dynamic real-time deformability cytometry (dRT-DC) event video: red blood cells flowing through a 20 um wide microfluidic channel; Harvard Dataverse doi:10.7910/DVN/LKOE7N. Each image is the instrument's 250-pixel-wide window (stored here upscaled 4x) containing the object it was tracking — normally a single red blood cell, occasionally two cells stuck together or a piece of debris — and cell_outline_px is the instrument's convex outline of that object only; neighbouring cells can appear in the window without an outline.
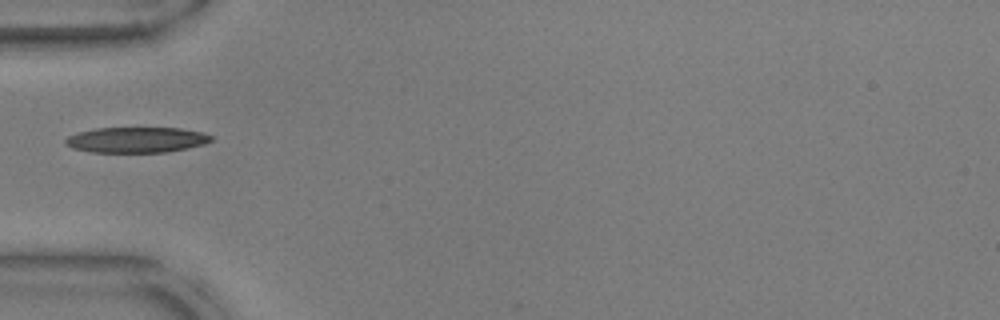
{"species": "common noctule bat (a hibernating species)", "species_latin": "Nyctalus noctula", "temperature_condition": "warm", "stored_images_in_passage": 32, "camera_frame_rate_fps": 3000, "um_per_image_px": 0.085, "animal": {"sex": "male", "body_mass_g": 17.9, "forearm_length_mm": 54.2}, "frame": {"image": 1, "passage_image": 1, "time_ms": 0.0, "image_size_px": [1000, 320], "cell_outline_px": [[212, 140], [204, 144], [188, 148], [164, 152], [92, 152], [72, 148], [64, 144], [64, 140], [68, 136], [76, 132], [96, 128], [180, 128], [204, 132], [212, 136]], "centroid_in_image_um": [11.58, 11.88], "position_along_channel_um": 73.4, "area_um2": 21.79}}
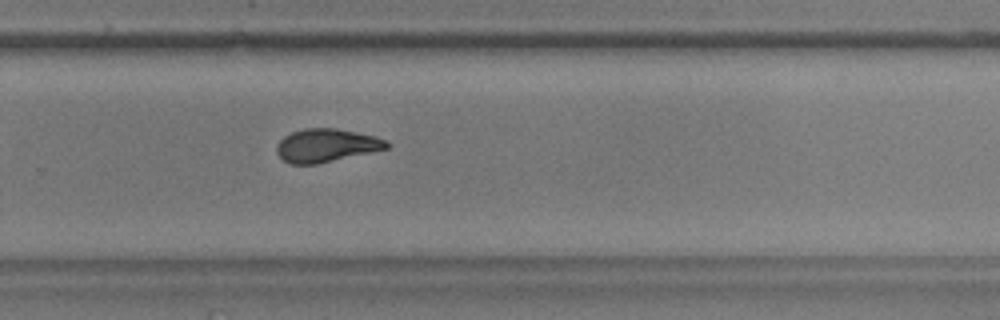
{"frame": {"image": 2, "passage_image": 19, "time_ms": 6.0, "image_size_px": [1000, 320], "cell_outline_px": [[392, 144], [388, 148], [316, 164], [288, 164], [276, 152], [276, 144], [284, 136], [292, 132], [304, 128], [336, 128], [376, 136]], "centroid_in_image_um": [27.71, 12.35], "position_along_channel_um": 302.1, "area_um2": 21.21}}
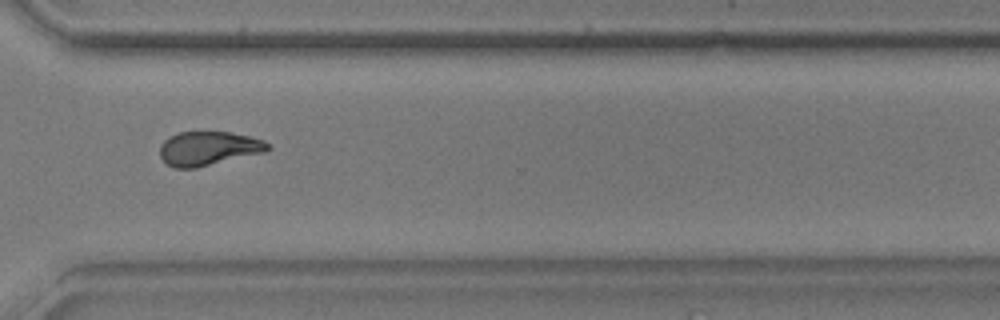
{"frame": {"image": 3, "passage_image": 23, "time_ms": 7.333, "image_size_px": [1000, 320], "cell_outline_px": [[272, 148], [264, 152], [196, 168], [176, 168], [168, 164], [160, 156], [160, 144], [168, 136], [180, 132], [232, 132], [252, 136], [264, 140]], "centroid_in_image_um": [17.73, 12.6], "position_along_channel_um": 352.9, "area_um2": 21.44}, "authors_computed_cell_mechanics": {"area_um2": 21.4438, "velocity_mm_per_s": 3.7921, "shape_relaxation_time_tau1_ms": 10.3011, "shape_relaxation_time_tau2_ms": 1.8815, "deformation_change_tau1": 0.2688, "deformation_change_tau2": 0.0876}}